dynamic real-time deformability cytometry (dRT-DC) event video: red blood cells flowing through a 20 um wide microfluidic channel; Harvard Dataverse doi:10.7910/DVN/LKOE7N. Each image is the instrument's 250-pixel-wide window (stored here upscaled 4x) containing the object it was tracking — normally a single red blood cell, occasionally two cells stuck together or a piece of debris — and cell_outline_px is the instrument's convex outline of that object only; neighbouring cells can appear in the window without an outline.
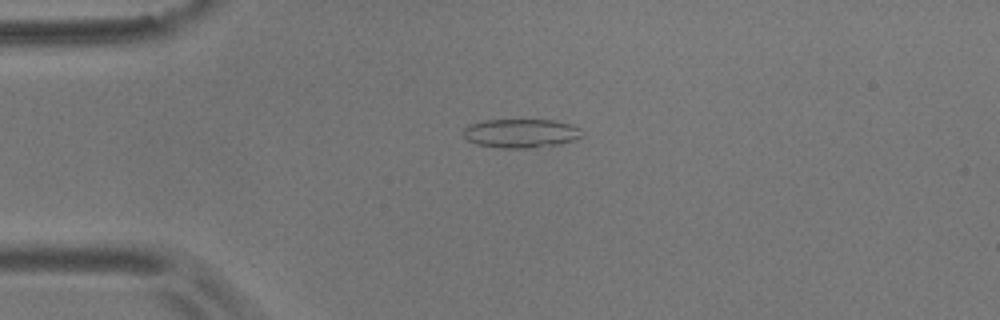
{"species": "common noctule bat (a hibernating species)", "species_latin": "Nyctalus noctula", "temperature_condition": "room temperature", "stored_images_in_passage": 4, "camera_frame_rate_fps": 3000, "um_per_image_px": 0.085, "animal": {"sex": "male", "body_mass_g": 17.9}, "frame": {"image": 1, "passage_image": 3, "time_ms": 2.333, "image_size_px": [1000, 320], "cell_outline_px": [[580, 136], [572, 140], [560, 144], [532, 148], [504, 148], [476, 144], [468, 140], [464, 136], [464, 128], [468, 124], [484, 120], [552, 120], [568, 124], [580, 128]], "centroid_in_image_um": [44.23, 11.33], "position_along_channel_um": 40.8, "area_um2": 19.77}}